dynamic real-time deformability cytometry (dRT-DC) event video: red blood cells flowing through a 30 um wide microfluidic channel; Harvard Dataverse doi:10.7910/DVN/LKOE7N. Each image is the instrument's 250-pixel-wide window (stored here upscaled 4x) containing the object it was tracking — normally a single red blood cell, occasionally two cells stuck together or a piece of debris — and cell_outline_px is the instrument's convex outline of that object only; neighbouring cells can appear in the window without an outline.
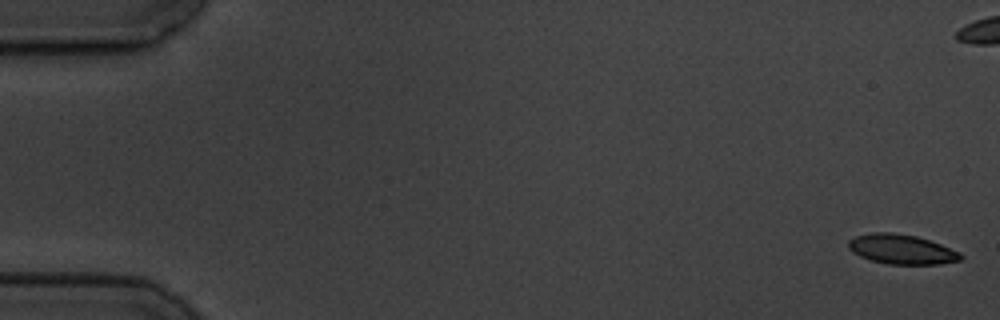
{"species": "common noctule bat (a hibernating species)", "species_latin": "Nyctalus noctula", "temperature_condition": "cold", "stored_images_in_passage": 15, "camera_frame_rate_fps": 3000, "um_per_image_px": 0.085, "animal": {"sex": "male", "body_mass_g": 19.5, "forearm_length_mm": 54.6}, "frame": {"image": 1, "passage_image": 1, "time_ms": 0.0, "image_size_px": [1000, 320], "cell_outline_px": [[964, 256], [960, 260], [940, 264], [888, 264], [872, 260], [860, 256], [852, 252], [848, 248], [848, 240], [856, 236], [872, 232], [892, 232], [916, 236], [940, 244], [960, 252]], "centroid_in_image_um": [76.62, 21.18], "position_along_channel_um": 8.4, "area_um2": 19.36}}
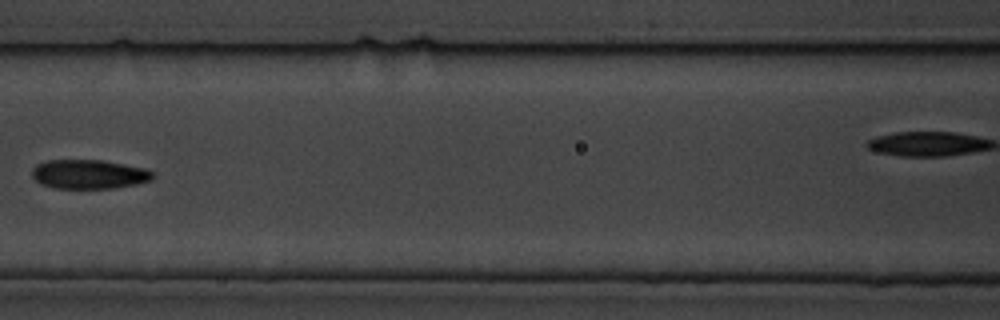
{"frame": {"image": 2, "passage_image": 7, "time_ms": 8.333, "image_size_px": [1000, 320], "cell_outline_px": [[156, 176], [152, 180], [136, 184], [116, 188], [52, 188], [40, 184], [32, 176], [32, 168], [36, 164], [48, 160], [104, 160], [144, 168], [152, 172]], "centroid_in_image_um": [7.56, 14.81], "position_along_channel_um": 159.0, "area_um2": 20.69}, "authors_computed_cell_mechanics": {"area_um2": 20.6924, "velocity_mm_per_s": 3.5349, "shape_relaxation_time_tau1_ms": 9.9648, "shape_relaxation_time_tau2_ms": 4.542, "deformation_change_tau1": 0.1815, "deformation_change_tau2": 0.1008}}